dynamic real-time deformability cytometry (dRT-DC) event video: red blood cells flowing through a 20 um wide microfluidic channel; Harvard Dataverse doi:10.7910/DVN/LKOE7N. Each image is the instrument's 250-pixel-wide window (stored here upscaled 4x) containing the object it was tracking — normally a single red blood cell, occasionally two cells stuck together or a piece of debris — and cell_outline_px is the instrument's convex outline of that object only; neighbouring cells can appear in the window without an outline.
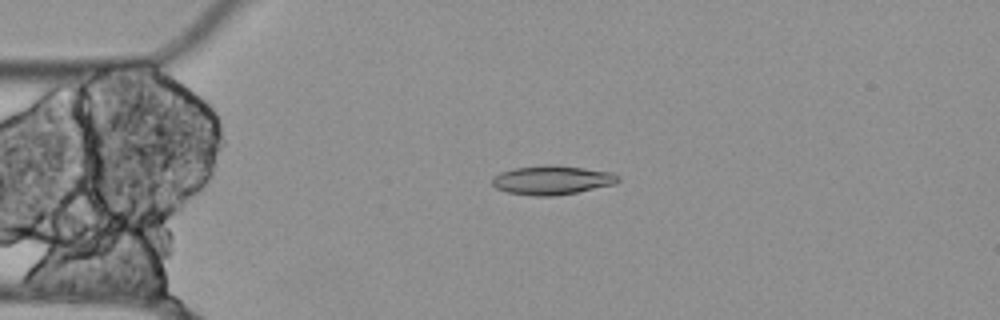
{"species": "Egyptian fruit bat (a non-hibernating species)", "species_latin": "Rousettus aegyptiacus", "temperature_condition": "cold", "stored_images_in_passage": 48, "camera_frame_rate_fps": 3000, "um_per_image_px": 0.085, "animal": {"sex": "female"}, "frame": {"image": 1, "passage_image": 6, "time_ms": 1.667, "image_size_px": [1000, 320], "cell_outline_px": [[620, 180], [616, 184], [576, 192], [552, 196], [532, 196], [508, 192], [496, 188], [492, 184], [492, 176], [500, 172], [516, 168], [544, 164], [552, 164], [584, 168], [612, 172], [620, 176]], "centroid_in_image_um": [46.93, 15.3], "position_along_channel_um": 38.1, "area_um2": 21.44}}
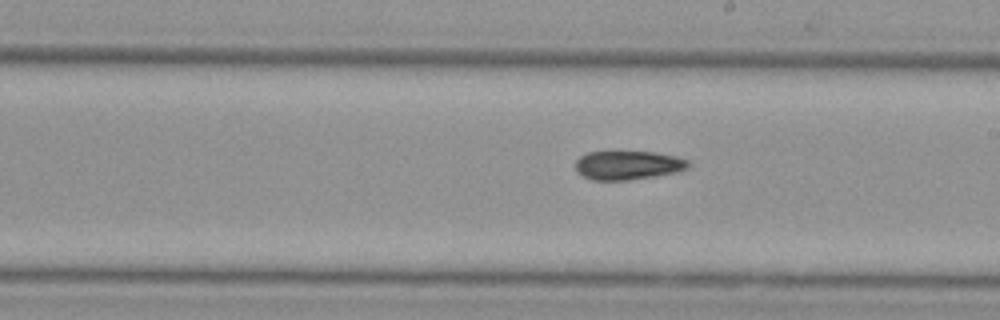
{"frame": {"image": 2, "passage_image": 24, "time_ms": 7.667, "image_size_px": [1000, 320], "cell_outline_px": [[692, 164], [688, 168], [676, 172], [628, 180], [592, 180], [576, 172], [576, 160], [580, 156], [588, 152], [656, 152], [676, 156], [688, 160]], "centroid_in_image_um": [53.39, 14.04], "position_along_channel_um": 235.6, "area_um2": 18.96}}
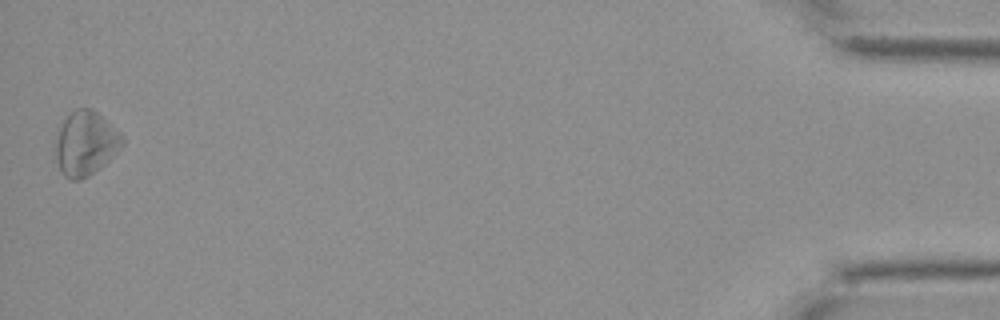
{"frame": {"image": 3, "passage_image": 48, "time_ms": 15.667, "image_size_px": [1000, 320], "cell_outline_px": [[124, 144], [100, 168], [88, 176], [80, 180], [72, 180], [64, 176], [60, 168], [56, 156], [56, 140], [60, 128], [64, 120], [76, 108], [92, 108], [124, 140]], "centroid_in_image_um": [7.25, 12.22], "position_along_channel_um": 428.0, "area_um2": 24.1}, "authors_computed_cell_mechanics": {"area_um2": 20.23, "velocity_mm_per_s": 3.5617, "shape_relaxation_time_tau1_ms": 0.0194, "shape_relaxation_time_tau2_ms": null, "deformation_change_tau1": 0.0306, "deformation_change_tau2": null}}